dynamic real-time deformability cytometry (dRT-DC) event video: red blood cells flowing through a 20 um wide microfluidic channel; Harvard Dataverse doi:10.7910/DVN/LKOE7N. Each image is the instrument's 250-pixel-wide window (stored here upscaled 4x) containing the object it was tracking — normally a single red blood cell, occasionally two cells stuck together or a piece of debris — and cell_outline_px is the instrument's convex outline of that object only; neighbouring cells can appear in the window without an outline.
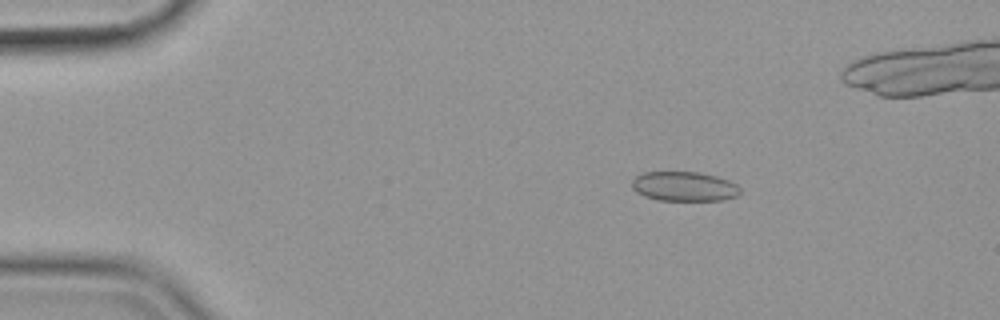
{"species": "common noctule bat (a hibernating species)", "species_latin": "Nyctalus noctula", "temperature_condition": "cold", "stored_images_in_passage": 31, "camera_frame_rate_fps": 3000, "um_per_image_px": 0.085, "animal": {"sex": "female", "body_mass_g": 19.9}, "frame": {"image": 1, "passage_image": 10, "time_ms": 3.0, "image_size_px": [1000, 320], "cell_outline_px": [[740, 192], [736, 196], [724, 200], [656, 200], [644, 196], [636, 192], [632, 188], [632, 180], [636, 176], [644, 172], [700, 172], [716, 176], [728, 180], [736, 184], [740, 188]], "centroid_in_image_um": [58.14, 15.84], "position_along_channel_um": 26.9, "area_um2": 18.67}}
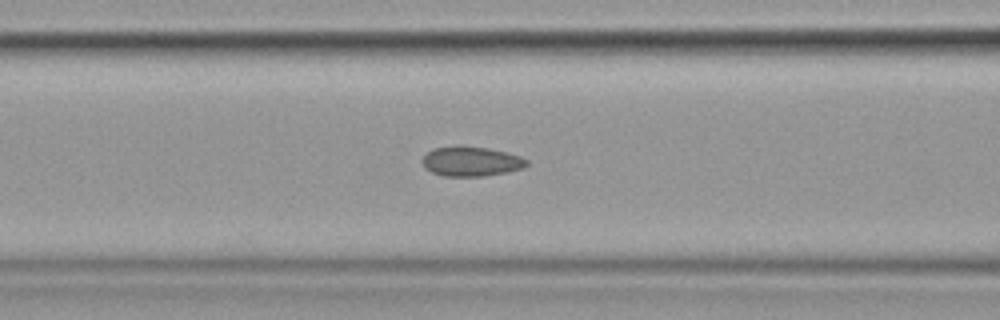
{"frame": {"image": 2, "passage_image": 24, "time_ms": 7.667, "image_size_px": [1000, 320], "cell_outline_px": [[528, 164], [524, 168], [508, 172], [484, 176], [444, 176], [432, 172], [420, 160], [428, 152], [436, 148], [460, 144], [488, 148], [508, 152], [520, 156], [528, 160]], "centroid_in_image_um": [40.09, 13.7], "position_along_channel_um": 126.5, "area_um2": 18.26}}
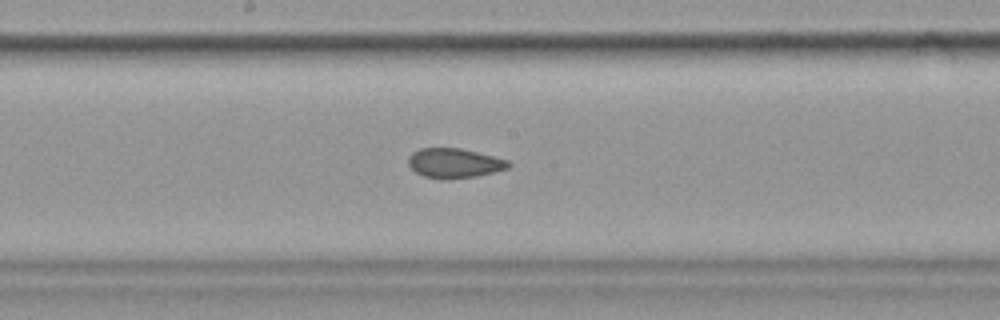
{"frame": {"image": 3, "passage_image": 31, "time_ms": 10.0, "image_size_px": [1000, 320], "cell_outline_px": [[512, 164], [508, 168], [476, 176], [444, 180], [424, 176], [416, 172], [408, 164], [408, 156], [412, 152], [420, 148], [460, 148], [508, 160]], "centroid_in_image_um": [38.59, 13.87], "position_along_channel_um": 209.6, "area_um2": 17.22}}